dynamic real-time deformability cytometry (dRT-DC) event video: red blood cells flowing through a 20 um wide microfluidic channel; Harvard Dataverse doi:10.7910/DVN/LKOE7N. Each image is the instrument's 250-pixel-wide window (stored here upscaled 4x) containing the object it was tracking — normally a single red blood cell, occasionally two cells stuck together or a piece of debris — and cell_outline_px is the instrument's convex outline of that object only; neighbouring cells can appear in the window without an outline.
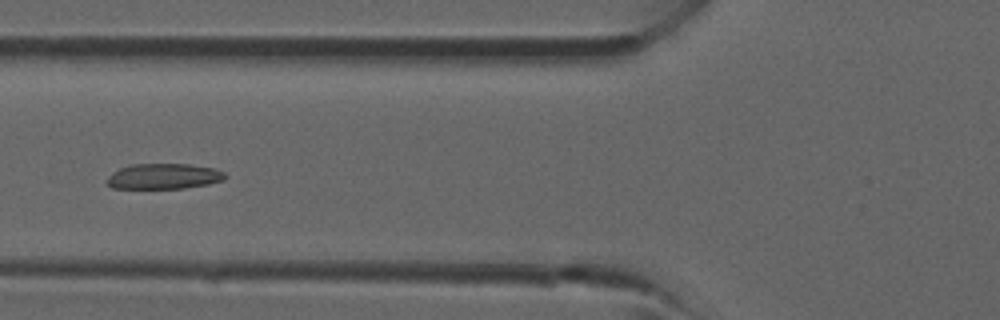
{"species": "common noctule bat (a hibernating species)", "species_latin": "Nyctalus noctula", "temperature_condition": "room temperature", "stored_images_in_passage": 41, "camera_frame_rate_fps": 3000, "um_per_image_px": 0.085, "animal": {"sex": "male", "forearm_length_mm": 52.5}, "frame": {"image": 1, "passage_image": 16, "time_ms": 5.0, "image_size_px": [1000, 320], "cell_outline_px": [[228, 176], [224, 180], [208, 184], [184, 188], [112, 188], [108, 184], [108, 176], [112, 172], [128, 164], [188, 164], [216, 168], [224, 172]], "centroid_in_image_um": [13.95, 14.98], "position_along_channel_um": 111.9, "area_um2": 17.63}}
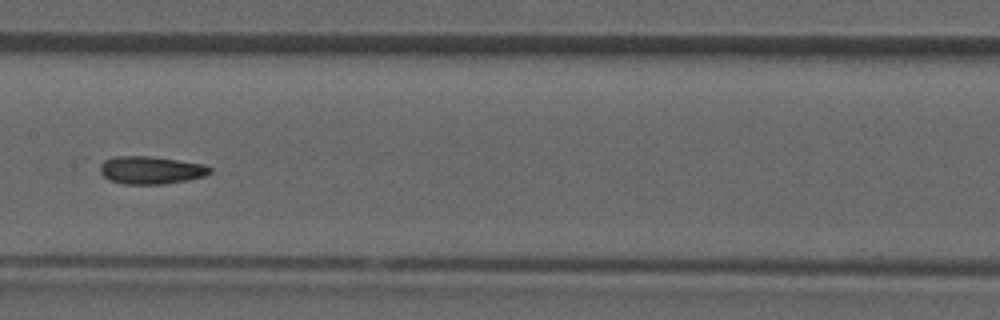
{"frame": {"image": 2, "passage_image": 21, "time_ms": 6.667, "image_size_px": [1000, 320], "cell_outline_px": [[212, 172], [204, 176], [188, 180], [164, 184], [124, 184], [108, 180], [100, 172], [100, 164], [104, 160], [112, 156], [152, 156], [204, 164], [212, 168]], "centroid_in_image_um": [12.82, 14.45], "position_along_channel_um": 194.6, "area_um2": 17.98}}
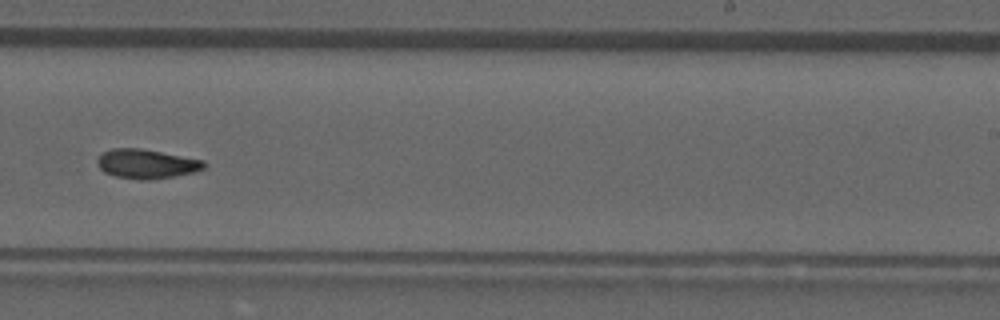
{"frame": {"image": 3, "passage_image": 26, "time_ms": 8.333, "image_size_px": [1000, 320], "cell_outline_px": [[208, 164], [204, 168], [196, 172], [152, 180], [140, 180], [116, 176], [104, 172], [100, 168], [96, 160], [104, 152], [112, 148], [140, 148], [204, 160]], "centroid_in_image_um": [12.49, 13.93], "position_along_channel_um": 276.5, "area_um2": 18.26}}